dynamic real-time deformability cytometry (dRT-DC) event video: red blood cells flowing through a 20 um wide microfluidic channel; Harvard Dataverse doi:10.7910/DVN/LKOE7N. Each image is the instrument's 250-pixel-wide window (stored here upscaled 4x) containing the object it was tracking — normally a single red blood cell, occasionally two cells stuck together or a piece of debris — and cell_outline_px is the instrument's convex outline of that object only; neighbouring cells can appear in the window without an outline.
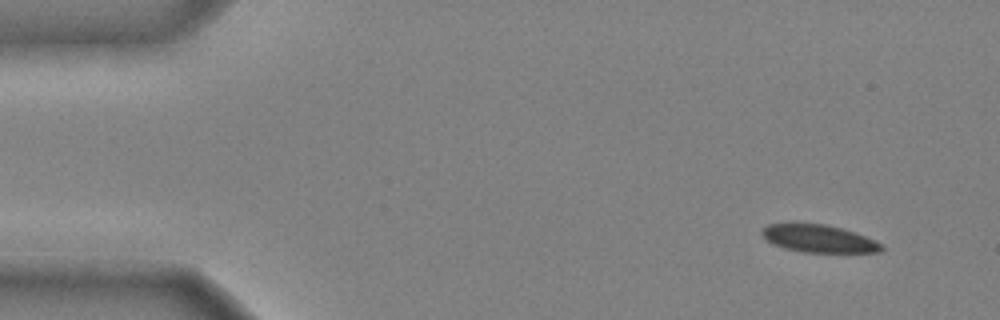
{"species": "common noctule bat (a hibernating species)", "species_latin": "Nyctalus noctula", "temperature_condition": "cold", "stored_images_in_passage": 47, "camera_frame_rate_fps": 3000, "um_per_image_px": 0.085, "animal": {"sex": "male", "body_mass_g": 20.4}, "frame": {"image": 1, "passage_image": 3, "time_ms": 0.667, "image_size_px": [1000, 320], "cell_outline_px": [[884, 248], [880, 252], [804, 252], [784, 248], [772, 244], [760, 232], [760, 228], [768, 224], [796, 220], [824, 224], [856, 232], [880, 244]], "centroid_in_image_um": [69.47, 20.23], "position_along_channel_um": 15.5, "area_um2": 19.71}}
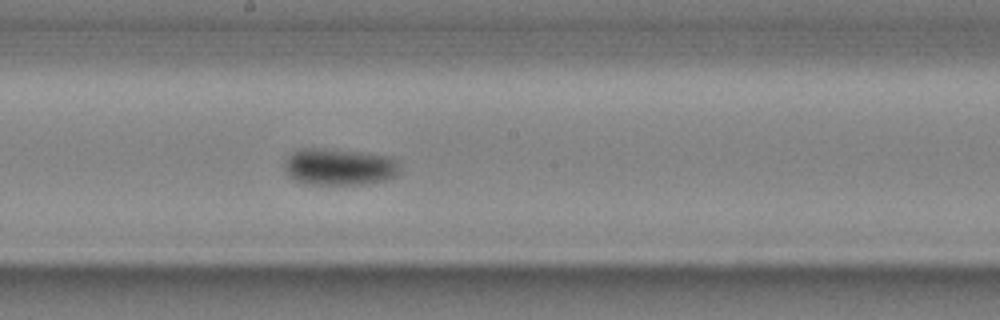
{"frame": {"image": 2, "passage_image": 26, "time_ms": 8.333, "image_size_px": [1000, 320], "cell_outline_px": [[400, 172], [396, 176], [388, 180], [364, 184], [304, 184], [296, 180], [284, 168], [284, 160], [292, 152], [300, 148], [324, 148], [360, 152], [392, 156], [396, 160], [400, 168]], "centroid_in_image_um": [28.87, 14.17], "position_along_channel_um": 219.3, "area_um2": 24.97}}
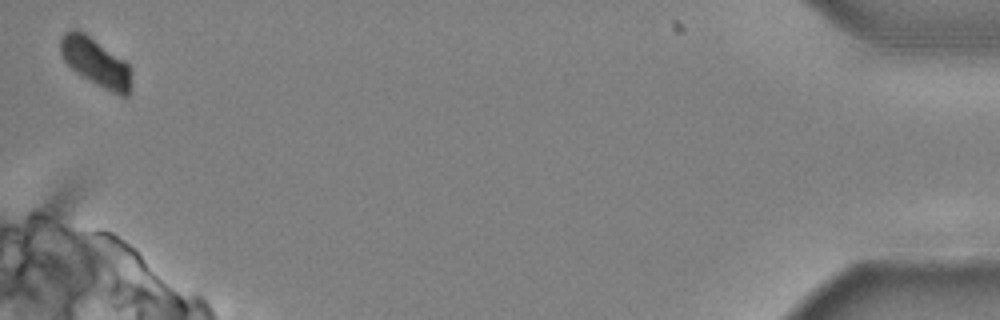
{"frame": {"image": 3, "passage_image": 47, "time_ms": 15.333, "image_size_px": [1000, 320], "cell_outline_px": [[132, 72], [128, 96], [120, 96], [104, 88], [76, 72], [64, 60], [60, 52], [60, 36], [64, 32], [72, 28], [76, 28], [84, 32], [124, 60], [128, 64]], "centroid_in_image_um": [8.12, 5.25], "position_along_channel_um": 427.1, "area_um2": 19.83}, "authors_computed_cell_mechanics": {"area_um2": 21.7906, "velocity_mm_per_s": 3.9493, "shape_relaxation_time_tau1_ms": 2.6894, "shape_relaxation_time_tau2_ms": null, "deformation_change_tau1": 0.1071, "deformation_change_tau2": null}}